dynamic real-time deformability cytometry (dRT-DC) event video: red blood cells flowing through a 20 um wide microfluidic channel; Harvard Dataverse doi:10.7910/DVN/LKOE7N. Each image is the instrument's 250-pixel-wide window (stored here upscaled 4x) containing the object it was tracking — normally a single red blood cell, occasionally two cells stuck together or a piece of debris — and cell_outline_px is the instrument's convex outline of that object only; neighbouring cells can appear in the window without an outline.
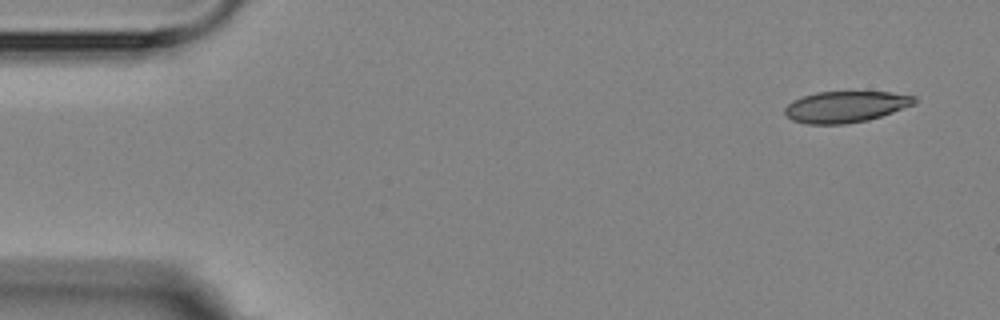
{"species": "Egyptian fruit bat (a non-hibernating species)", "species_latin": "Rousettus aegyptiacus", "temperature_condition": "room temperature", "stored_images_in_passage": 6, "camera_frame_rate_fps": 3000, "um_per_image_px": 0.085, "animal": {"sex": "female"}, "frame": {"image": 1, "passage_image": 1, "time_ms": 0.0, "image_size_px": [1000, 320], "cell_outline_px": [[916, 104], [868, 120], [844, 124], [808, 124], [792, 120], [784, 112], [784, 108], [792, 100], [816, 92], [888, 92], [916, 96]], "centroid_in_image_um": [71.87, 9.07], "position_along_channel_um": 13.1, "area_um2": 23.52}}
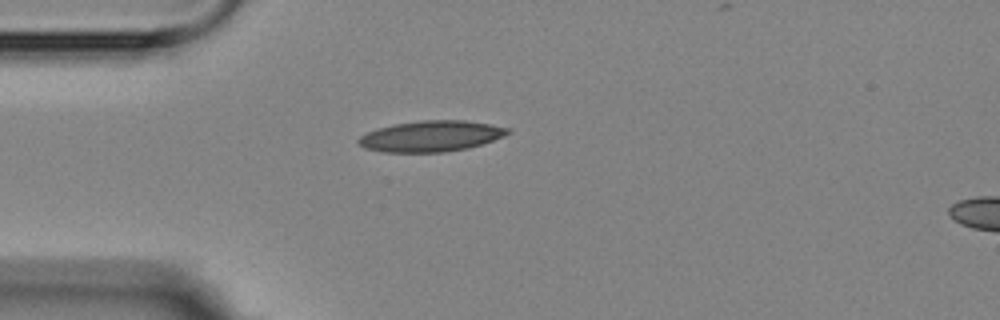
{"frame": {"image": 2, "passage_image": 4, "time_ms": 3.667, "image_size_px": [1000, 320], "cell_outline_px": [[512, 132], [504, 136], [468, 148], [444, 152], [384, 152], [364, 148], [356, 140], [360, 136], [368, 132], [380, 128], [396, 124], [420, 120], [464, 120], [488, 124], [508, 128]], "centroid_in_image_um": [36.63, 11.58], "position_along_channel_um": 48.4, "area_um2": 26.59}}